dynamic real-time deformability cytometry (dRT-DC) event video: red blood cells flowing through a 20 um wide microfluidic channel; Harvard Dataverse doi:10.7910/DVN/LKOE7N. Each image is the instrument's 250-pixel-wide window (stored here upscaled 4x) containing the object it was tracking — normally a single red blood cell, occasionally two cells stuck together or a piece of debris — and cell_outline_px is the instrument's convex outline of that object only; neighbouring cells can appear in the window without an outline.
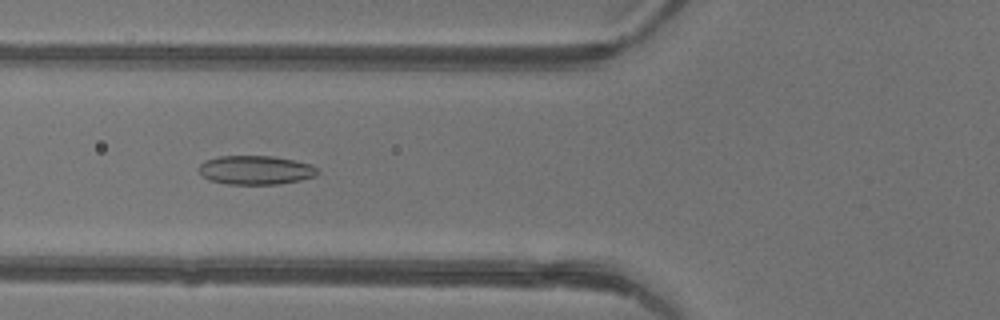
{"species": "common noctule bat (a hibernating species)", "species_latin": "Nyctalus noctula", "temperature_condition": "warm", "stored_images_in_passage": 37, "camera_frame_rate_fps": 3000, "um_per_image_px": 0.085, "animal": {"sex": "female"}, "frame": {"image": 1, "passage_image": 8, "time_ms": 2.333, "image_size_px": [1000, 320], "cell_outline_px": [[320, 172], [316, 176], [300, 180], [280, 184], [228, 184], [208, 180], [196, 168], [204, 160], [220, 156], [272, 156], [312, 164], [320, 168]], "centroid_in_image_um": [21.75, 14.45], "position_along_channel_um": 104.1, "area_um2": 20.23}}
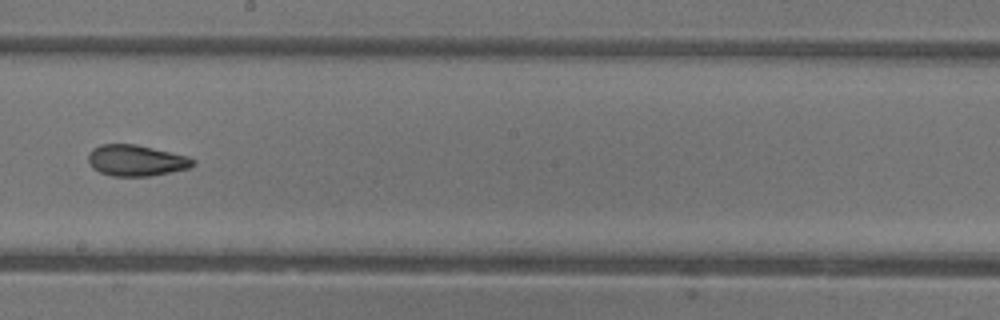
{"frame": {"image": 2, "passage_image": 17, "time_ms": 5.333, "image_size_px": [1000, 320], "cell_outline_px": [[196, 164], [188, 168], [148, 176], [112, 176], [100, 172], [92, 168], [88, 160], [88, 152], [92, 148], [100, 144], [136, 144], [188, 156], [196, 160]], "centroid_in_image_um": [11.55, 13.63], "position_along_channel_um": 236.7, "area_um2": 19.02}}
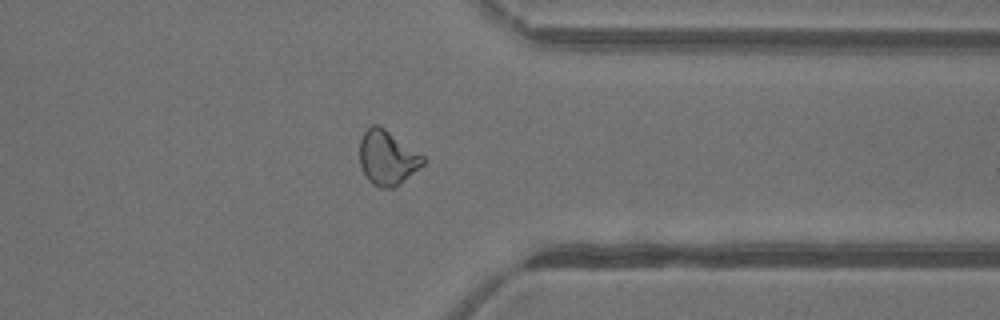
{"frame": {"image": 3, "passage_image": 27, "time_ms": 8.667, "image_size_px": [1000, 320], "cell_outline_px": [[424, 164], [400, 184], [392, 188], [380, 188], [372, 184], [368, 180], [360, 164], [360, 140], [364, 132], [372, 124], [376, 124], [384, 128], [424, 156]], "centroid_in_image_um": [32.91, 13.42], "position_along_channel_um": 378.5, "area_um2": 19.94}, "authors_computed_cell_mechanics": {"area_um2": 19.7098, "velocity_mm_per_s": 4.4044, "shape_relaxation_time_tau1_ms": null, "shape_relaxation_time_tau2_ms": 2.4252, "deformation_change_tau1": null, "deformation_change_tau2": 0.0808}}